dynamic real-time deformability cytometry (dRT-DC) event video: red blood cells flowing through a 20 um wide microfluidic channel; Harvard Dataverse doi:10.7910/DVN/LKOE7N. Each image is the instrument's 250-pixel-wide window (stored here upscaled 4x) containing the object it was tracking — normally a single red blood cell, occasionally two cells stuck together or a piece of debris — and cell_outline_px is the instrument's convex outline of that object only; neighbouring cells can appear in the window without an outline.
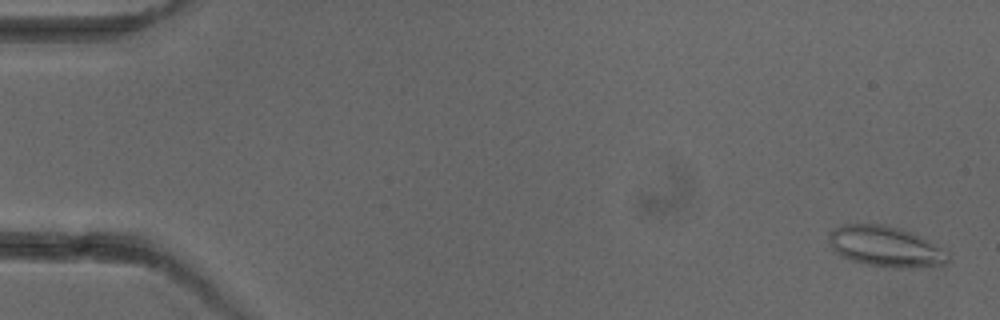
{"species": "common noctule bat (a hibernating species)", "species_latin": "Nyctalus noctula", "temperature_condition": "cold", "stored_images_in_passage": 5, "camera_frame_rate_fps": 3000, "um_per_image_px": 0.085, "animal": {"sex": "female"}, "frame": {"image": 1, "passage_image": 1, "time_ms": 0.0, "image_size_px": [1000, 320], "cell_outline_px": [[952, 260], [944, 264], [912, 268], [892, 268], [868, 264], [852, 260], [840, 256], [832, 252], [828, 240], [828, 232], [840, 224], [884, 224], [900, 228], [912, 232], [948, 248], [952, 252]], "centroid_in_image_um": [75.34, 20.95], "position_along_channel_um": 9.7, "area_um2": 29.25}}